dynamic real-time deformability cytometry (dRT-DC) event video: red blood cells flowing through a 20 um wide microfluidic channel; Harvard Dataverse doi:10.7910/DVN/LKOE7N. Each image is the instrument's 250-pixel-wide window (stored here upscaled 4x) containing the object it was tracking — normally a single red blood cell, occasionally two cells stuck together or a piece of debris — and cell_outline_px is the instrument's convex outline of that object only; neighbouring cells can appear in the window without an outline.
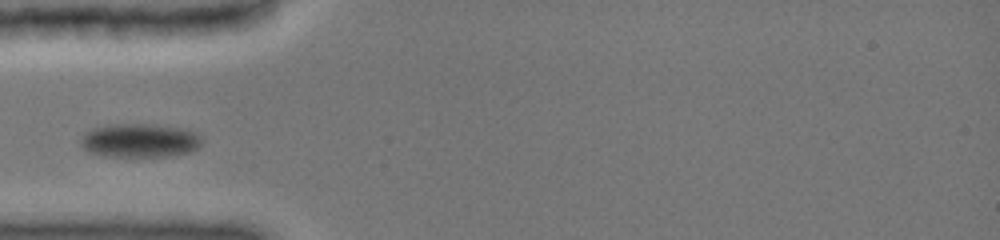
{"species": "common noctule bat (a hibernating species)", "species_latin": "Nyctalus noctula", "temperature_condition": "cold", "stored_images_in_passage": 2, "camera_frame_rate_fps": 3000, "um_per_image_px": 0.085, "animal": {"sex": "female", "body_mass_g": 19.0, "forearm_length_mm": 51.5}, "frame": {"image": 1, "passage_image": 1, "time_ms": 0.0, "image_size_px": [1000, 240], "cell_outline_px": [[204, 140], [192, 152], [172, 156], [104, 156], [88, 152], [80, 144], [80, 140], [84, 132], [92, 128], [108, 124], [148, 124], [180, 128], [196, 132]], "centroid_in_image_um": [11.86, 11.94], "position_along_channel_um": 73.1, "area_um2": 24.04}}